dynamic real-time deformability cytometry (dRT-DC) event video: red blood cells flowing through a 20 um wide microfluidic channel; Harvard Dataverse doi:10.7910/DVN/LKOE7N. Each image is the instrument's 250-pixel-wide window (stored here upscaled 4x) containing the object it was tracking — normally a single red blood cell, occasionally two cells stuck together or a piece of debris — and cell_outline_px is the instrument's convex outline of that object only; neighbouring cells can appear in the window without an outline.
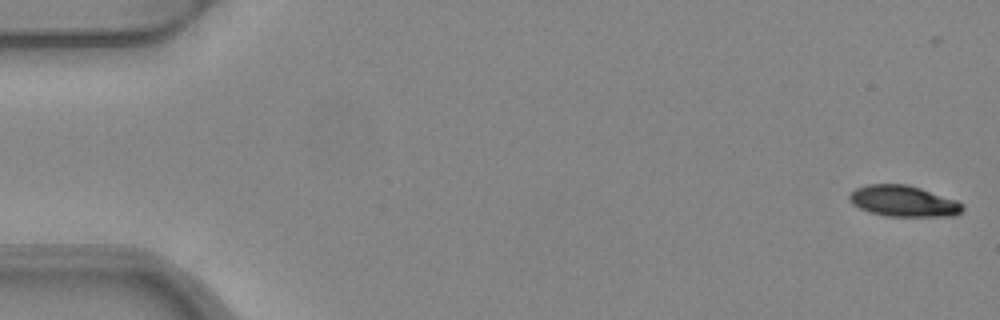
{"species": "common noctule bat (a hibernating species)", "species_latin": "Nyctalus noctula", "temperature_condition": "warm", "stored_images_in_passage": 4, "camera_frame_rate_fps": 3000, "um_per_image_px": 0.085, "animal": {"sex": "female", "body_mass_g": 24.6, "forearm_length_mm": 56.2}, "frame": {"image": 1, "passage_image": 1, "time_ms": 0.0, "image_size_px": [1000, 320], "cell_outline_px": [[964, 208], [956, 216], [888, 216], [872, 212], [860, 208], [852, 204], [848, 200], [848, 196], [856, 188], [868, 184], [908, 184], [956, 200], [964, 204]], "centroid_in_image_um": [76.8, 17.09], "position_along_channel_um": 8.2, "area_um2": 20.4}}
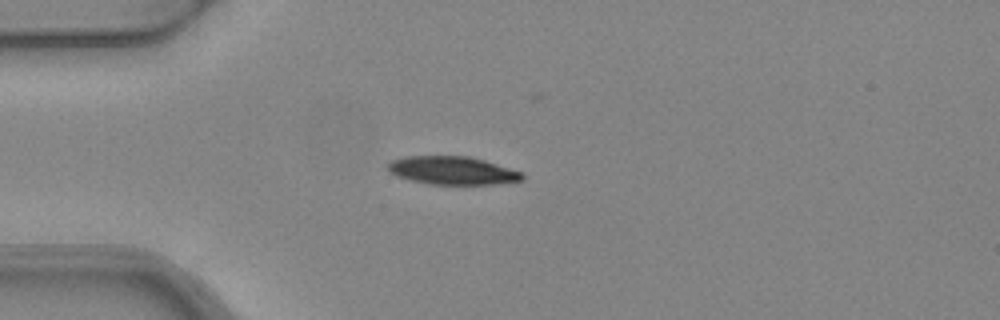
{"frame": {"image": 2, "passage_image": 4, "time_ms": 1.0, "image_size_px": [1000, 320], "cell_outline_px": [[524, 180], [500, 184], [428, 184], [396, 176], [388, 172], [388, 164], [392, 160], [404, 156], [468, 156], [484, 160], [524, 172]], "centroid_in_image_um": [38.49, 14.49], "position_along_channel_um": 46.5, "area_um2": 22.2}}